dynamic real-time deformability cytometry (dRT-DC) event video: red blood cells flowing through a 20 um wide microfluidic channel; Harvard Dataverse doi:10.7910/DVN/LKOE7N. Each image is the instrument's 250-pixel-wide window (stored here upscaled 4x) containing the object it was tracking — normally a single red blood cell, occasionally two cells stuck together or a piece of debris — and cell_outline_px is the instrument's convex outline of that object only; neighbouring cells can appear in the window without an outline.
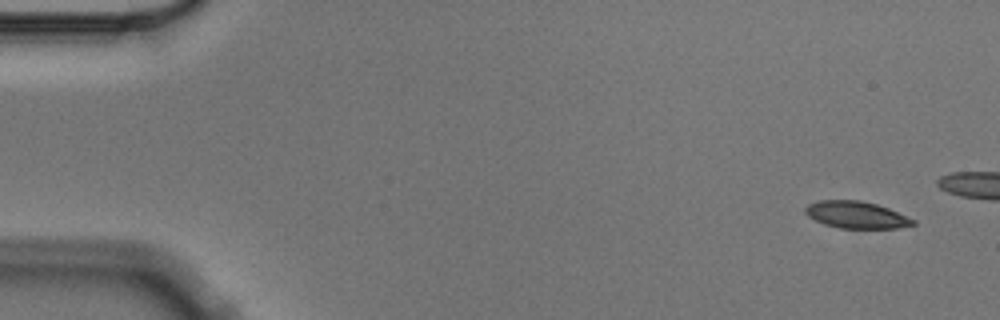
{"species": "Egyptian fruit bat (a non-hibernating species)", "species_latin": "Rousettus aegyptiacus", "temperature_condition": "cold", "stored_images_in_passage": 5, "camera_frame_rate_fps": 3000, "um_per_image_px": 0.085, "animal": {"sex": "male"}, "frame": {"image": 1, "passage_image": 1, "time_ms": 0.0, "image_size_px": [1000, 320], "cell_outline_px": [[916, 224], [896, 228], [840, 228], [824, 224], [808, 216], [804, 212], [804, 208], [808, 204], [820, 200], [860, 200], [876, 204], [888, 208], [916, 220]], "centroid_in_image_um": [72.78, 18.26], "position_along_channel_um": 12.2, "area_um2": 16.88}}
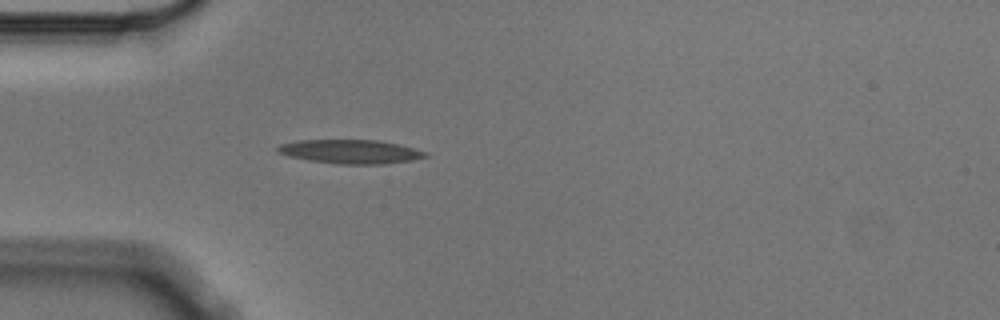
{"frame": {"image": 2, "passage_image": 5, "time_ms": 1.333, "image_size_px": [1000, 320], "cell_outline_px": [[428, 156], [412, 160], [384, 164], [336, 164], [308, 160], [288, 156], [280, 152], [276, 148], [280, 144], [296, 140], [380, 140], [428, 152]], "centroid_in_image_um": [29.78, 12.89], "position_along_channel_um": 55.2, "area_um2": 20.52}}